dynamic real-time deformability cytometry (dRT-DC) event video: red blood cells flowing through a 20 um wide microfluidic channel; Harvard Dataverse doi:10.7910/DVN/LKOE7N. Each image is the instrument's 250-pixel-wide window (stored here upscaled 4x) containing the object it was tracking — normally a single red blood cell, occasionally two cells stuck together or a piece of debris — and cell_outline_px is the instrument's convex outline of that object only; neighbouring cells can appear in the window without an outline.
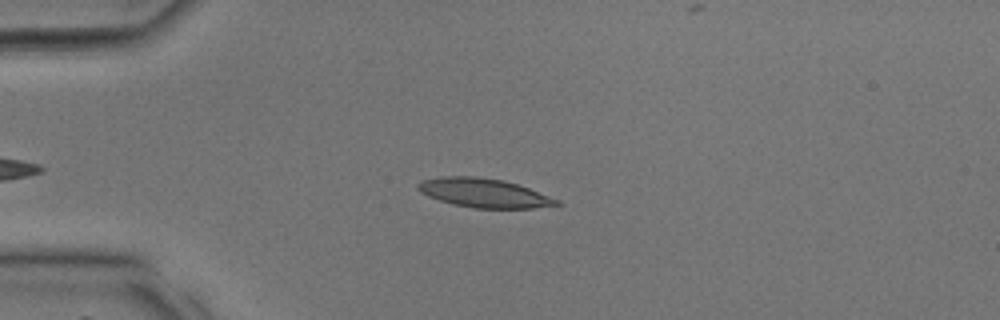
{"species": "common noctule bat (a hibernating species)", "species_latin": "Nyctalus noctula", "temperature_condition": "room temperature", "stored_images_in_passage": 33, "camera_frame_rate_fps": 3000, "um_per_image_px": 0.085, "animal": {"sex": "male", "body_mass_g": 17.9, "forearm_length_mm": 54.2}, "frame": {"image": 1, "passage_image": 9, "time_ms": 2.667, "image_size_px": [1000, 320], "cell_outline_px": [[564, 204], [532, 208], [476, 208], [452, 204], [428, 196], [420, 192], [416, 188], [416, 184], [420, 180], [440, 176], [476, 176], [504, 180], [528, 188], [560, 200]], "centroid_in_image_um": [41.1, 16.39], "position_along_channel_um": 43.9, "area_um2": 23.52}}
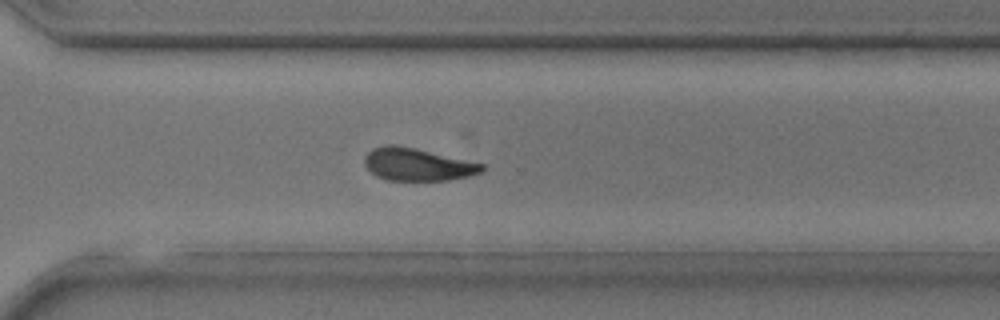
{"frame": {"image": 2, "passage_image": 26, "time_ms": 8.333, "image_size_px": [1000, 320], "cell_outline_px": [[484, 168], [480, 172], [468, 176], [448, 180], [388, 180], [376, 176], [364, 164], [364, 156], [372, 148], [384, 144], [392, 144], [416, 148], [484, 164]], "centroid_in_image_um": [35.44, 13.96], "position_along_channel_um": 335.2, "area_um2": 22.2}}
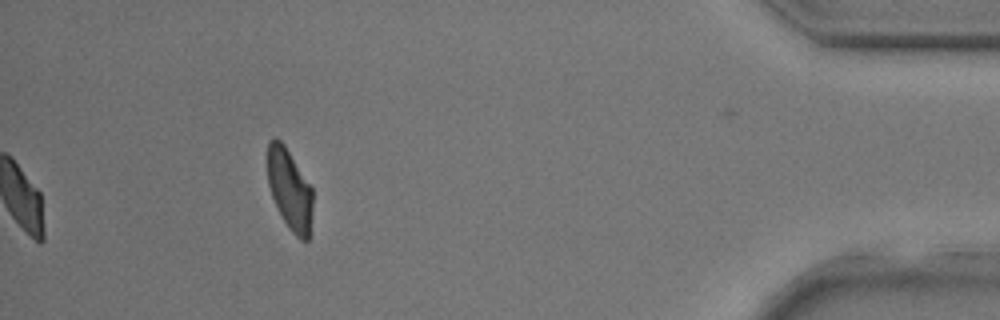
{"frame": {"image": 3, "passage_image": 33, "time_ms": 10.667, "image_size_px": [1000, 320], "cell_outline_px": [[312, 216], [308, 240], [300, 240], [288, 228], [272, 196], [268, 184], [268, 140], [276, 136], [284, 144], [312, 188]], "centroid_in_image_um": [24.62, 16.09], "position_along_channel_um": 410.6, "area_um2": 21.1}}